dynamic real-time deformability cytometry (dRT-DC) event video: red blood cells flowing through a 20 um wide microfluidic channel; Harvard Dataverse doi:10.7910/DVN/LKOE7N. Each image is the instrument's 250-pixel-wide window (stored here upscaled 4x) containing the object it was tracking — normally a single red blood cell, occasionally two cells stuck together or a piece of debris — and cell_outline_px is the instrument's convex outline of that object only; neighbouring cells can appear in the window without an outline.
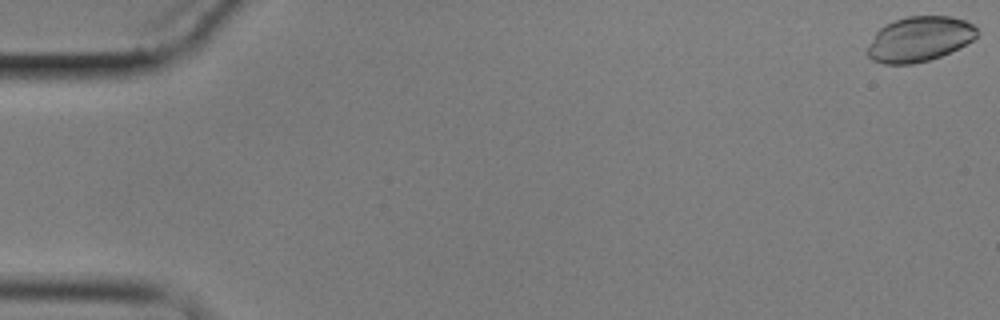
{"species": "common noctule bat (a hibernating species)", "species_latin": "Nyctalus noctula", "temperature_condition": "cold", "stored_images_in_passage": 5, "camera_frame_rate_fps": 3000, "um_per_image_px": 0.085, "animal": {"sex": "male", "body_mass_g": 17.9}, "frame": {"image": 1, "passage_image": 1, "time_ms": 0.0, "image_size_px": [1000, 320], "cell_outline_px": [[980, 32], [972, 40], [940, 56], [928, 60], [912, 64], [884, 64], [872, 60], [868, 56], [868, 44], [876, 32], [884, 24], [908, 16], [952, 16], [964, 20], [972, 24]], "centroid_in_image_um": [78.13, 3.31], "position_along_channel_um": 6.9, "area_um2": 28.55}}
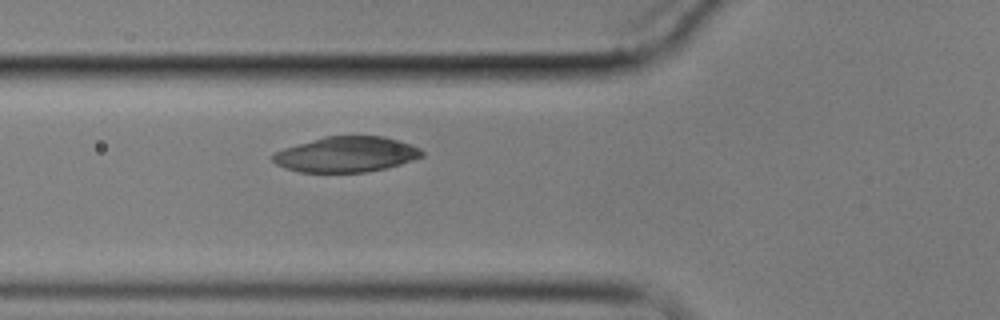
{"frame": {"image": 2, "passage_image": 5, "time_ms": 7.0, "image_size_px": [1000, 320], "cell_outline_px": [[424, 156], [400, 164], [384, 168], [364, 172], [300, 172], [276, 164], [272, 160], [272, 156], [276, 152], [284, 148], [324, 136], [384, 136], [400, 140], [412, 144], [420, 148], [424, 152]], "centroid_in_image_um": [29.47, 13.11], "position_along_channel_um": 96.3, "area_um2": 30.69}}